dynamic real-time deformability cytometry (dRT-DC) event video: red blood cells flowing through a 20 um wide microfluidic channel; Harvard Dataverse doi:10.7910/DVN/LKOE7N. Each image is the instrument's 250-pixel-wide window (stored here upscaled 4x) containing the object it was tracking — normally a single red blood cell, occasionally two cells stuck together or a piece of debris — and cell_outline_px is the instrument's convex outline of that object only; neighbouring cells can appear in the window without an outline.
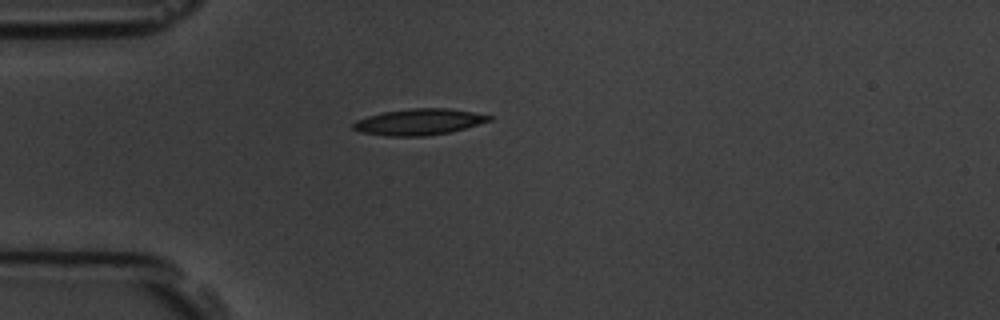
{"species": "common noctule bat (a hibernating species)", "species_latin": "Nyctalus noctula", "temperature_condition": "room temperature", "stored_images_in_passage": 1, "camera_frame_rate_fps": 3000, "um_per_image_px": 0.085, "animal": {"sex": "male", "body_mass_g": 19.5, "forearm_length_mm": 54.6}, "frame": {"image": 1, "passage_image": 1, "time_ms": 0.0, "image_size_px": [1000, 320], "cell_outline_px": [[492, 120], [452, 132], [424, 136], [388, 136], [360, 132], [352, 128], [352, 124], [356, 120], [368, 116], [384, 112], [412, 108], [448, 108], [472, 112], [492, 116]], "centroid_in_image_um": [35.61, 10.36], "position_along_channel_um": 49.4, "area_um2": 20.69}}